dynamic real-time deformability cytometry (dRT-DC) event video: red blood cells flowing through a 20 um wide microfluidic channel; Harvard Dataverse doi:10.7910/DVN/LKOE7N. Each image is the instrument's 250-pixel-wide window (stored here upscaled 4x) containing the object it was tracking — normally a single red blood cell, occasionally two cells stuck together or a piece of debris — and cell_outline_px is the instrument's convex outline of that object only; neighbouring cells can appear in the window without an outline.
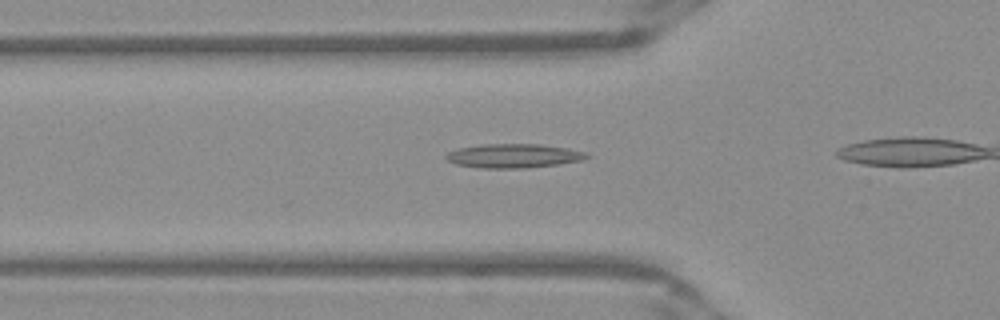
{"species": "Egyptian fruit bat (a non-hibernating species)", "species_latin": "Rousettus aegyptiacus", "temperature_condition": "warm", "stored_images_in_passage": 28, "camera_frame_rate_fps": 3000, "um_per_image_px": 0.085, "frame": {"image": 1, "passage_image": 5, "time_ms": 1.333, "image_size_px": [1000, 320], "cell_outline_px": [[592, 156], [584, 160], [560, 164], [524, 168], [480, 168], [456, 164], [448, 160], [444, 156], [448, 152], [456, 148], [480, 144], [540, 144], [568, 148], [588, 152]], "centroid_in_image_um": [43.69, 13.24], "position_along_channel_um": 82.1, "area_um2": 20.0}}
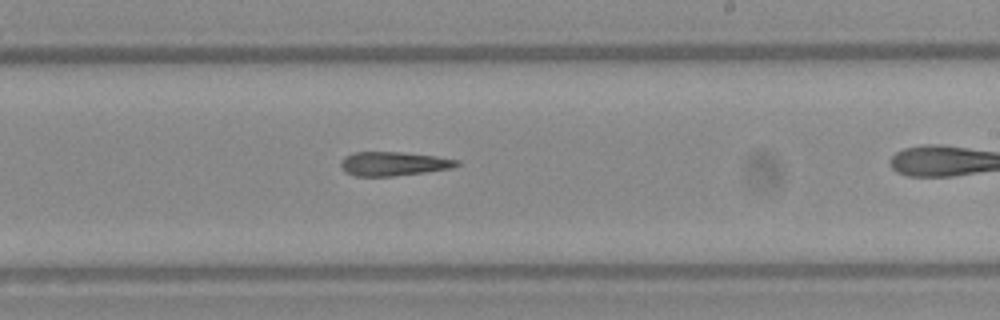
{"frame": {"image": 2, "passage_image": 18, "time_ms": 5.667, "image_size_px": [1000, 320], "cell_outline_px": [[460, 164], [452, 168], [424, 172], [392, 176], [356, 176], [344, 172], [340, 164], [340, 160], [344, 156], [356, 152], [400, 152], [436, 156], [460, 160]], "centroid_in_image_um": [33.43, 13.91], "position_along_channel_um": 255.6, "area_um2": 16.24}}
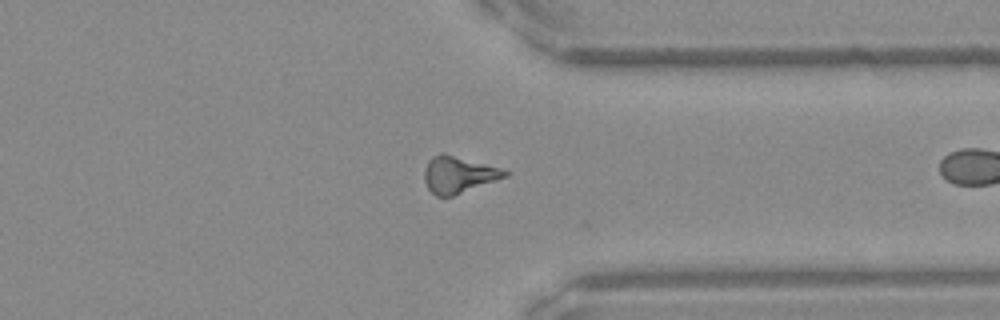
{"frame": {"image": 3, "passage_image": 27, "time_ms": 8.667, "image_size_px": [1000, 320], "cell_outline_px": [[508, 176], [452, 196], [436, 196], [428, 188], [424, 180], [424, 168], [428, 160], [432, 156], [440, 152], [444, 152], [500, 168], [508, 172]], "centroid_in_image_um": [38.93, 14.82], "position_along_channel_um": 372.5, "area_um2": 17.17}}